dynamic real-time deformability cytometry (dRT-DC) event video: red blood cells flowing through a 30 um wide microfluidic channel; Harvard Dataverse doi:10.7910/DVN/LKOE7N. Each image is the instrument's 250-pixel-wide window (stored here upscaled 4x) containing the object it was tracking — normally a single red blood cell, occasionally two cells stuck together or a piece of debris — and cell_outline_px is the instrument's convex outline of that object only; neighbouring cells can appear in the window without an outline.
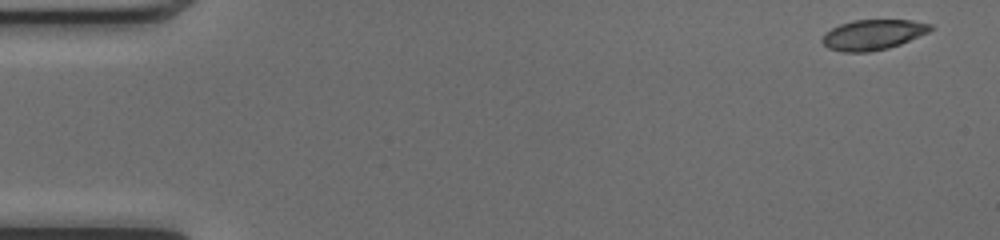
{"species": "common noctule bat (a hibernating species)", "species_latin": "Nyctalus noctula", "temperature_condition": "cold", "stored_images_in_passage": 37, "camera_frame_rate_fps": 3000, "um_per_image_px": 0.085, "animal": {"sex": "female", "body_mass_g": 17.0, "forearm_length_mm": 48.0}, "frame": {"image": 1, "passage_image": 1, "time_ms": 0.0, "image_size_px": [1000, 240], "cell_outline_px": [[936, 28], [928, 32], [900, 44], [888, 48], [872, 52], [840, 52], [828, 48], [820, 40], [832, 28], [840, 24], [852, 20], [912, 20], [932, 24]], "centroid_in_image_um": [74.22, 2.95], "position_along_channel_um": 10.8, "area_um2": 19.13}}
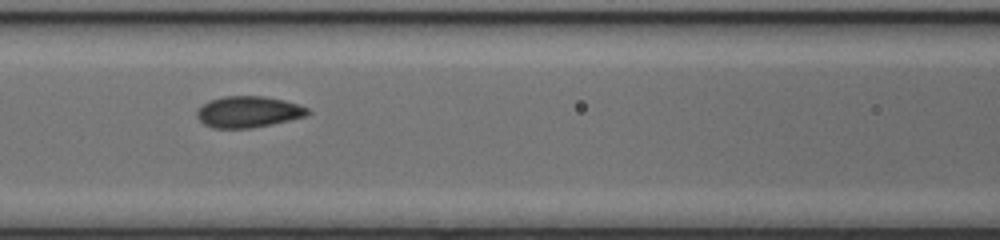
{"frame": {"image": 2, "passage_image": 21, "time_ms": 6.667, "image_size_px": [1000, 240], "cell_outline_px": [[312, 112], [308, 116], [272, 124], [252, 128], [212, 128], [204, 124], [196, 116], [196, 112], [208, 100], [224, 96], [264, 96], [284, 100], [308, 108]], "centroid_in_image_um": [21.12, 9.51], "position_along_channel_um": 145.5, "area_um2": 20.29}}
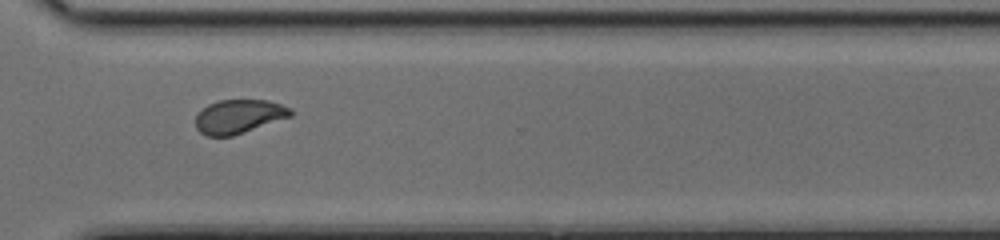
{"frame": {"image": 3, "passage_image": 36, "time_ms": 11.667, "image_size_px": [1000, 240], "cell_outline_px": [[292, 116], [232, 136], [208, 136], [200, 132], [196, 128], [196, 116], [208, 104], [220, 100], [268, 100], [292, 108]], "centroid_in_image_um": [20.31, 9.9], "position_along_channel_um": 350.3, "area_um2": 18.61}, "authors_computed_cell_mechanics": {"area_um2": 19.8832, "velocity_mm_per_s": 4.1013, "shape_relaxation_time_tau1_ms": 7.5879, "shape_relaxation_time_tau2_ms": 0.7784, "deformation_change_tau1": 0.157, "deformation_change_tau2": 0.0544}}